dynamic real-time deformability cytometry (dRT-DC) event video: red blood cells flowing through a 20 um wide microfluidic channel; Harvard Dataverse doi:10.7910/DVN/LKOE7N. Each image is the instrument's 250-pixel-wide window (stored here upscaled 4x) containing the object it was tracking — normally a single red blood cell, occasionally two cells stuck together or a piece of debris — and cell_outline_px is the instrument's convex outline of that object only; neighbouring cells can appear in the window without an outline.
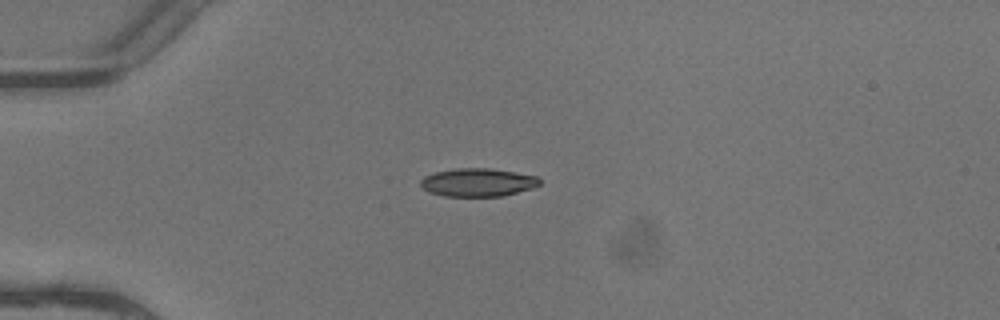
{"species": "common noctule bat (a hibernating species)", "species_latin": "Nyctalus noctula", "temperature_condition": "warm", "stored_images_in_passage": 6, "camera_frame_rate_fps": 3000, "um_per_image_px": 0.085, "animal": {"sex": "female"}, "frame": {"image": 1, "passage_image": 3, "time_ms": 0.667, "image_size_px": [1000, 320], "cell_outline_px": [[540, 184], [532, 188], [504, 196], [444, 196], [432, 192], [424, 188], [420, 184], [420, 180], [424, 176], [436, 172], [456, 168], [488, 168], [536, 176], [540, 180]], "centroid_in_image_um": [40.61, 15.5], "position_along_channel_um": 44.4, "area_um2": 19.31}}
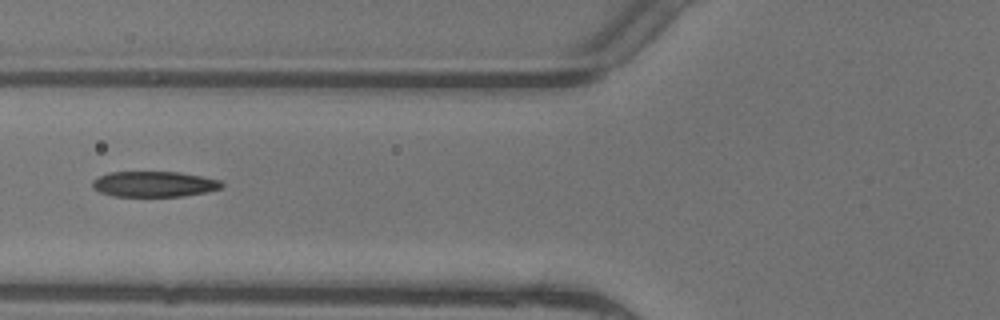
{"frame": {"image": 2, "passage_image": 5, "time_ms": 1.333, "image_size_px": [1000, 320], "cell_outline_px": [[224, 188], [208, 192], [184, 196], [112, 196], [100, 192], [92, 188], [92, 180], [108, 172], [180, 172], [220, 180], [224, 184]], "centroid_in_image_um": [13.12, 15.65], "position_along_channel_um": 112.7, "area_um2": 19.42}}
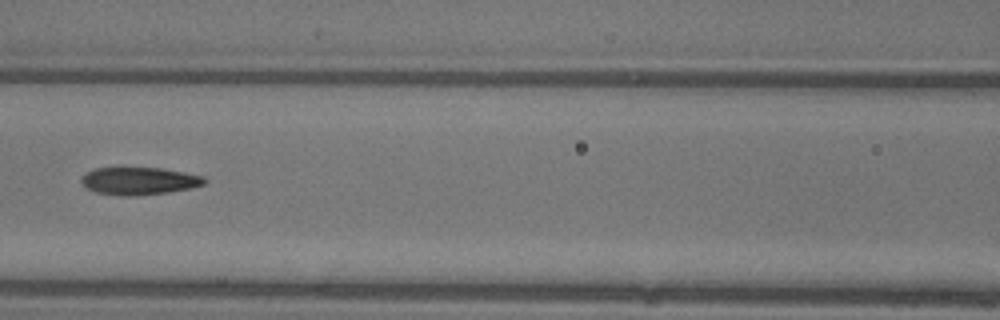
{"frame": {"image": 3, "passage_image": 6, "time_ms": 1.667, "image_size_px": [1000, 320], "cell_outline_px": [[208, 180], [204, 184], [188, 188], [168, 192], [136, 196], [120, 196], [96, 192], [88, 188], [80, 180], [88, 172], [96, 168], [160, 168], [184, 172], [204, 176]], "centroid_in_image_um": [11.86, 15.38], "position_along_channel_um": 154.7, "area_um2": 19.54}}